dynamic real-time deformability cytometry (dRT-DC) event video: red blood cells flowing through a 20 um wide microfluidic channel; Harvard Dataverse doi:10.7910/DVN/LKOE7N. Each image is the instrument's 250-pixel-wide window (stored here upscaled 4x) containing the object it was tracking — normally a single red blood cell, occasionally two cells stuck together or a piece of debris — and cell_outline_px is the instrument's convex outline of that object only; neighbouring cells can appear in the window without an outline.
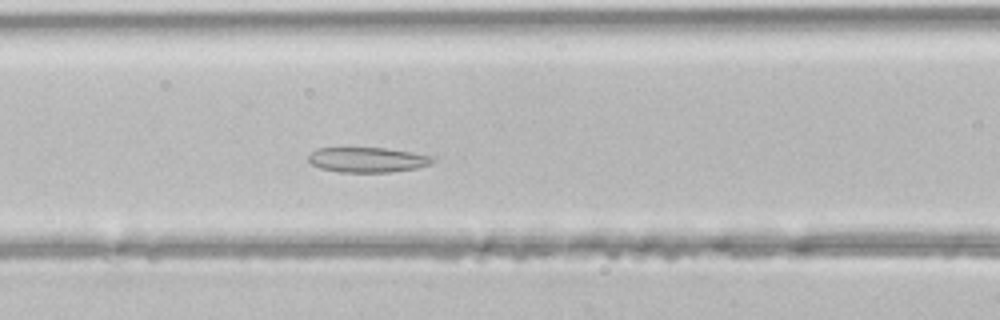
{"species": "common noctule bat (a hibernating species)", "species_latin": "Nyctalus noctula", "temperature_condition": "room temperature", "stored_images_in_passage": 34, "camera_frame_rate_fps": 3000, "um_per_image_px": 0.085, "animal": {"sex": "male", "body_mass_g": 21.5, "forearm_length_mm": 52.0}, "frame": {"image": 1, "passage_image": 9, "time_ms": 2.667, "image_size_px": [1000, 320], "cell_outline_px": [[436, 160], [432, 164], [416, 168], [388, 172], [340, 172], [320, 168], [312, 164], [308, 160], [308, 156], [316, 148], [388, 148], [436, 156]], "centroid_in_image_um": [31.29, 13.57], "position_along_channel_um": 135.3, "area_um2": 18.26}}
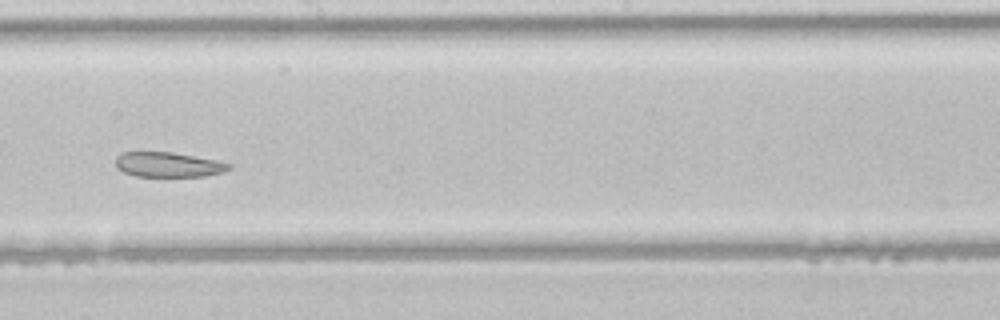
{"frame": {"image": 2, "passage_image": 16, "time_ms": 5.0, "image_size_px": [1000, 320], "cell_outline_px": [[232, 168], [224, 172], [204, 176], [136, 176], [124, 172], [116, 168], [116, 156], [120, 152], [172, 152], [216, 160], [232, 164]], "centroid_in_image_um": [14.3, 13.99], "position_along_channel_um": 233.9, "area_um2": 16.47}}
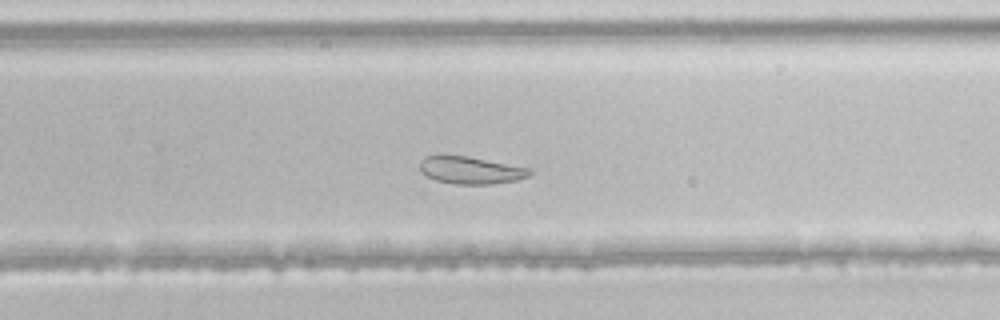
{"frame": {"image": 3, "passage_image": 20, "time_ms": 6.333, "image_size_px": [1000, 320], "cell_outline_px": [[532, 172], [528, 176], [516, 180], [492, 184], [456, 184], [436, 180], [420, 172], [420, 160], [424, 156], [468, 156], [532, 168]], "centroid_in_image_um": [40.03, 14.47], "position_along_channel_um": 289.8, "area_um2": 17.46}}